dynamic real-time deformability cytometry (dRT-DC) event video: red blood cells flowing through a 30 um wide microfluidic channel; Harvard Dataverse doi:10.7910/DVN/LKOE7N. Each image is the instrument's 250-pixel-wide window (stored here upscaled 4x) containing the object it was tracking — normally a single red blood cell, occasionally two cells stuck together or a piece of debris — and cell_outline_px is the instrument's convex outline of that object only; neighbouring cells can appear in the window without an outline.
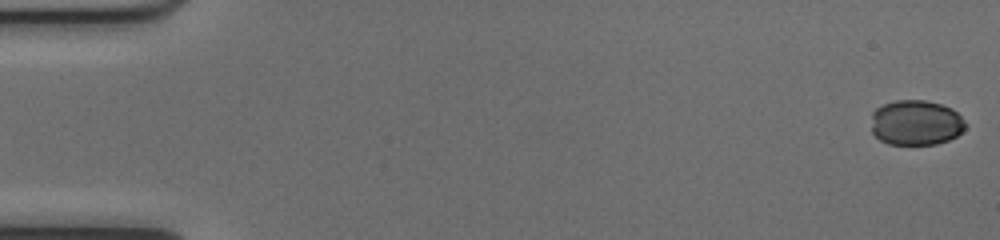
{"species": "common noctule bat (a hibernating species)", "species_latin": "Nyctalus noctula", "temperature_condition": "cold", "stored_images_in_passage": 52, "camera_frame_rate_fps": 3000, "um_per_image_px": 0.085, "animal": {"sex": "female", "body_mass_g": 17.0, "forearm_length_mm": 48.0}, "frame": {"image": 1, "passage_image": 1, "time_ms": 0.0, "image_size_px": [1000, 240], "cell_outline_px": [[964, 128], [956, 136], [948, 140], [936, 144], [888, 144], [880, 140], [872, 132], [872, 112], [876, 108], [884, 104], [896, 100], [924, 100], [940, 104], [952, 108], [964, 120]], "centroid_in_image_um": [77.83, 10.42], "position_along_channel_um": 7.2, "area_um2": 24.68}}
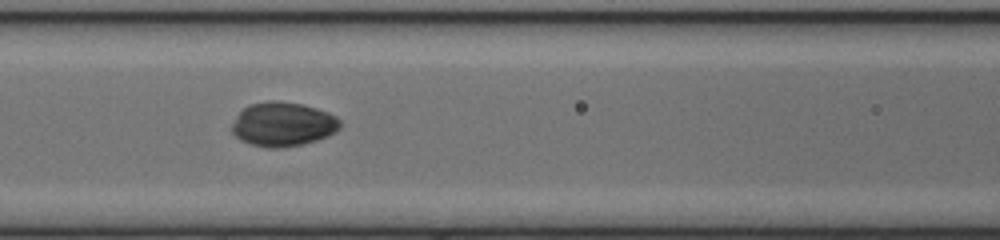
{"frame": {"image": 2, "passage_image": 23, "time_ms": 7.333, "image_size_px": [1000, 240], "cell_outline_px": [[340, 128], [336, 132], [328, 136], [304, 144], [280, 148], [268, 148], [252, 144], [240, 140], [232, 132], [232, 124], [236, 116], [248, 104], [268, 100], [276, 100], [300, 104], [316, 108], [328, 112], [336, 116], [340, 120]], "centroid_in_image_um": [24.05, 10.56], "position_along_channel_um": 142.5, "area_um2": 27.98}}
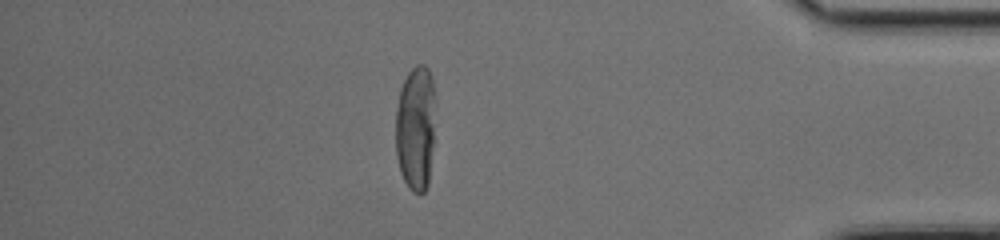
{"frame": {"image": 3, "passage_image": 45, "time_ms": 14.667, "image_size_px": [1000, 240], "cell_outline_px": [[436, 104], [432, 148], [428, 184], [424, 192], [420, 196], [412, 192], [408, 188], [400, 172], [396, 156], [396, 108], [400, 88], [408, 72], [416, 64], [424, 64], [428, 68], [432, 80]], "centroid_in_image_um": [35.33, 10.88], "position_along_channel_um": 399.9, "area_um2": 29.54}, "authors_computed_cell_mechanics": {"area_um2": 27.5706, "velocity_mm_per_s": 4.0302, "shape_relaxation_time_tau1_ms": 5.0538, "shape_relaxation_time_tau2_ms": 0.7, "deformation_change_tau1": 0.1324, "deformation_change_tau2": 0.0204}}